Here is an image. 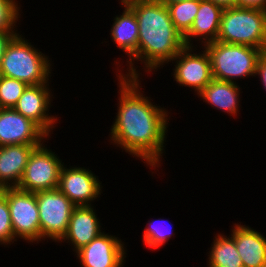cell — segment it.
Segmentation results:
<instances>
[{"label": "cell", "mask_w": 266, "mask_h": 267, "mask_svg": "<svg viewBox=\"0 0 266 267\" xmlns=\"http://www.w3.org/2000/svg\"><path fill=\"white\" fill-rule=\"evenodd\" d=\"M27 86L23 81L0 76V108H14Z\"/></svg>", "instance_id": "obj_22"}, {"label": "cell", "mask_w": 266, "mask_h": 267, "mask_svg": "<svg viewBox=\"0 0 266 267\" xmlns=\"http://www.w3.org/2000/svg\"><path fill=\"white\" fill-rule=\"evenodd\" d=\"M234 241L244 267H262L266 263V239L260 232L235 224Z\"/></svg>", "instance_id": "obj_18"}, {"label": "cell", "mask_w": 266, "mask_h": 267, "mask_svg": "<svg viewBox=\"0 0 266 267\" xmlns=\"http://www.w3.org/2000/svg\"><path fill=\"white\" fill-rule=\"evenodd\" d=\"M42 238L60 241L76 207L58 188L36 193Z\"/></svg>", "instance_id": "obj_6"}, {"label": "cell", "mask_w": 266, "mask_h": 267, "mask_svg": "<svg viewBox=\"0 0 266 267\" xmlns=\"http://www.w3.org/2000/svg\"><path fill=\"white\" fill-rule=\"evenodd\" d=\"M158 1H160L163 4L167 5V4H174V3H177V2H182L184 0H158Z\"/></svg>", "instance_id": "obj_30"}, {"label": "cell", "mask_w": 266, "mask_h": 267, "mask_svg": "<svg viewBox=\"0 0 266 267\" xmlns=\"http://www.w3.org/2000/svg\"><path fill=\"white\" fill-rule=\"evenodd\" d=\"M166 6L175 28L184 36L195 20L199 9V0H184Z\"/></svg>", "instance_id": "obj_21"}, {"label": "cell", "mask_w": 266, "mask_h": 267, "mask_svg": "<svg viewBox=\"0 0 266 267\" xmlns=\"http://www.w3.org/2000/svg\"><path fill=\"white\" fill-rule=\"evenodd\" d=\"M46 136L48 137L36 123L25 118L14 108H0V146L42 145V140Z\"/></svg>", "instance_id": "obj_10"}, {"label": "cell", "mask_w": 266, "mask_h": 267, "mask_svg": "<svg viewBox=\"0 0 266 267\" xmlns=\"http://www.w3.org/2000/svg\"><path fill=\"white\" fill-rule=\"evenodd\" d=\"M51 150L40 145L30 154L18 189L37 193L58 188L63 164Z\"/></svg>", "instance_id": "obj_7"}, {"label": "cell", "mask_w": 266, "mask_h": 267, "mask_svg": "<svg viewBox=\"0 0 266 267\" xmlns=\"http://www.w3.org/2000/svg\"><path fill=\"white\" fill-rule=\"evenodd\" d=\"M17 34L16 32H0V68L6 47Z\"/></svg>", "instance_id": "obj_27"}, {"label": "cell", "mask_w": 266, "mask_h": 267, "mask_svg": "<svg viewBox=\"0 0 266 267\" xmlns=\"http://www.w3.org/2000/svg\"><path fill=\"white\" fill-rule=\"evenodd\" d=\"M211 1L214 4L220 5L223 8H229L235 6V0H207Z\"/></svg>", "instance_id": "obj_29"}, {"label": "cell", "mask_w": 266, "mask_h": 267, "mask_svg": "<svg viewBox=\"0 0 266 267\" xmlns=\"http://www.w3.org/2000/svg\"><path fill=\"white\" fill-rule=\"evenodd\" d=\"M209 256V267H244L233 236L217 235Z\"/></svg>", "instance_id": "obj_20"}, {"label": "cell", "mask_w": 266, "mask_h": 267, "mask_svg": "<svg viewBox=\"0 0 266 267\" xmlns=\"http://www.w3.org/2000/svg\"><path fill=\"white\" fill-rule=\"evenodd\" d=\"M95 214L91 206H76L70 217L67 232L61 242L63 240L72 241L71 243L75 247L74 251H78L98 237L102 232L100 222Z\"/></svg>", "instance_id": "obj_16"}, {"label": "cell", "mask_w": 266, "mask_h": 267, "mask_svg": "<svg viewBox=\"0 0 266 267\" xmlns=\"http://www.w3.org/2000/svg\"><path fill=\"white\" fill-rule=\"evenodd\" d=\"M217 41L266 51V11L236 6L224 8Z\"/></svg>", "instance_id": "obj_4"}, {"label": "cell", "mask_w": 266, "mask_h": 267, "mask_svg": "<svg viewBox=\"0 0 266 267\" xmlns=\"http://www.w3.org/2000/svg\"><path fill=\"white\" fill-rule=\"evenodd\" d=\"M191 52V46H185L172 59L177 61L174 78L180 85L193 87L199 94L213 79L211 63L206 49L203 54H191Z\"/></svg>", "instance_id": "obj_9"}, {"label": "cell", "mask_w": 266, "mask_h": 267, "mask_svg": "<svg viewBox=\"0 0 266 267\" xmlns=\"http://www.w3.org/2000/svg\"><path fill=\"white\" fill-rule=\"evenodd\" d=\"M204 46L210 58L213 79L231 83L238 77L255 76L258 60L265 52L252 46L217 40Z\"/></svg>", "instance_id": "obj_5"}, {"label": "cell", "mask_w": 266, "mask_h": 267, "mask_svg": "<svg viewBox=\"0 0 266 267\" xmlns=\"http://www.w3.org/2000/svg\"><path fill=\"white\" fill-rule=\"evenodd\" d=\"M123 247L121 240L101 233L76 253L83 267H122L126 257Z\"/></svg>", "instance_id": "obj_12"}, {"label": "cell", "mask_w": 266, "mask_h": 267, "mask_svg": "<svg viewBox=\"0 0 266 267\" xmlns=\"http://www.w3.org/2000/svg\"><path fill=\"white\" fill-rule=\"evenodd\" d=\"M47 88V84L28 85L14 109L36 123L49 136L57 118L46 113L51 101L50 90Z\"/></svg>", "instance_id": "obj_13"}, {"label": "cell", "mask_w": 266, "mask_h": 267, "mask_svg": "<svg viewBox=\"0 0 266 267\" xmlns=\"http://www.w3.org/2000/svg\"><path fill=\"white\" fill-rule=\"evenodd\" d=\"M38 146L40 145L0 146V186L2 189L18 187L30 154Z\"/></svg>", "instance_id": "obj_15"}, {"label": "cell", "mask_w": 266, "mask_h": 267, "mask_svg": "<svg viewBox=\"0 0 266 267\" xmlns=\"http://www.w3.org/2000/svg\"><path fill=\"white\" fill-rule=\"evenodd\" d=\"M155 222L156 221H152L148 223L149 226L145 229L143 234L144 243L152 249L164 245V243H166V241H168V239L173 235L171 227L166 226L167 229L163 228V230L161 227H159L161 225H155Z\"/></svg>", "instance_id": "obj_24"}, {"label": "cell", "mask_w": 266, "mask_h": 267, "mask_svg": "<svg viewBox=\"0 0 266 267\" xmlns=\"http://www.w3.org/2000/svg\"><path fill=\"white\" fill-rule=\"evenodd\" d=\"M119 106L110 139L150 166H158L168 124L167 112L140 94L139 79L120 73Z\"/></svg>", "instance_id": "obj_1"}, {"label": "cell", "mask_w": 266, "mask_h": 267, "mask_svg": "<svg viewBox=\"0 0 266 267\" xmlns=\"http://www.w3.org/2000/svg\"><path fill=\"white\" fill-rule=\"evenodd\" d=\"M50 69L48 58L17 34L2 56L0 76L17 79L27 85L47 84Z\"/></svg>", "instance_id": "obj_3"}, {"label": "cell", "mask_w": 266, "mask_h": 267, "mask_svg": "<svg viewBox=\"0 0 266 267\" xmlns=\"http://www.w3.org/2000/svg\"><path fill=\"white\" fill-rule=\"evenodd\" d=\"M99 179L81 167L67 169L62 166L58 189L75 205L91 206L93 201L101 194V183Z\"/></svg>", "instance_id": "obj_11"}, {"label": "cell", "mask_w": 266, "mask_h": 267, "mask_svg": "<svg viewBox=\"0 0 266 267\" xmlns=\"http://www.w3.org/2000/svg\"><path fill=\"white\" fill-rule=\"evenodd\" d=\"M235 6L266 11V0H235Z\"/></svg>", "instance_id": "obj_26"}, {"label": "cell", "mask_w": 266, "mask_h": 267, "mask_svg": "<svg viewBox=\"0 0 266 267\" xmlns=\"http://www.w3.org/2000/svg\"><path fill=\"white\" fill-rule=\"evenodd\" d=\"M15 240L6 195L0 192V243L10 244Z\"/></svg>", "instance_id": "obj_25"}, {"label": "cell", "mask_w": 266, "mask_h": 267, "mask_svg": "<svg viewBox=\"0 0 266 267\" xmlns=\"http://www.w3.org/2000/svg\"><path fill=\"white\" fill-rule=\"evenodd\" d=\"M2 192L7 197L14 238L19 236L29 242L41 241L36 193L17 187L3 188Z\"/></svg>", "instance_id": "obj_8"}, {"label": "cell", "mask_w": 266, "mask_h": 267, "mask_svg": "<svg viewBox=\"0 0 266 267\" xmlns=\"http://www.w3.org/2000/svg\"><path fill=\"white\" fill-rule=\"evenodd\" d=\"M139 24L137 60L152 71L171 61L184 47L183 35L175 28L165 4L158 0H123Z\"/></svg>", "instance_id": "obj_2"}, {"label": "cell", "mask_w": 266, "mask_h": 267, "mask_svg": "<svg viewBox=\"0 0 266 267\" xmlns=\"http://www.w3.org/2000/svg\"><path fill=\"white\" fill-rule=\"evenodd\" d=\"M122 6L125 10L121 16L115 17L113 27L111 29V36L115 44L124 50L128 55H130L129 62V74L125 76L127 78H138L136 68L132 60H137V44H138V35H139V24L136 18L134 11L124 2L121 1Z\"/></svg>", "instance_id": "obj_14"}, {"label": "cell", "mask_w": 266, "mask_h": 267, "mask_svg": "<svg viewBox=\"0 0 266 267\" xmlns=\"http://www.w3.org/2000/svg\"><path fill=\"white\" fill-rule=\"evenodd\" d=\"M224 8L211 1L199 0V9L190 30L183 36L185 46L190 44L191 38L202 36L204 45L215 42L219 33L222 12Z\"/></svg>", "instance_id": "obj_17"}, {"label": "cell", "mask_w": 266, "mask_h": 267, "mask_svg": "<svg viewBox=\"0 0 266 267\" xmlns=\"http://www.w3.org/2000/svg\"><path fill=\"white\" fill-rule=\"evenodd\" d=\"M239 87L236 82L212 79L198 94L205 102L223 112L237 114L239 105Z\"/></svg>", "instance_id": "obj_19"}, {"label": "cell", "mask_w": 266, "mask_h": 267, "mask_svg": "<svg viewBox=\"0 0 266 267\" xmlns=\"http://www.w3.org/2000/svg\"><path fill=\"white\" fill-rule=\"evenodd\" d=\"M256 75L260 76L261 82L266 89V51L260 56L257 68H256Z\"/></svg>", "instance_id": "obj_28"}, {"label": "cell", "mask_w": 266, "mask_h": 267, "mask_svg": "<svg viewBox=\"0 0 266 267\" xmlns=\"http://www.w3.org/2000/svg\"><path fill=\"white\" fill-rule=\"evenodd\" d=\"M18 15L19 7L15 0H0V32H15L13 27Z\"/></svg>", "instance_id": "obj_23"}]
</instances>
